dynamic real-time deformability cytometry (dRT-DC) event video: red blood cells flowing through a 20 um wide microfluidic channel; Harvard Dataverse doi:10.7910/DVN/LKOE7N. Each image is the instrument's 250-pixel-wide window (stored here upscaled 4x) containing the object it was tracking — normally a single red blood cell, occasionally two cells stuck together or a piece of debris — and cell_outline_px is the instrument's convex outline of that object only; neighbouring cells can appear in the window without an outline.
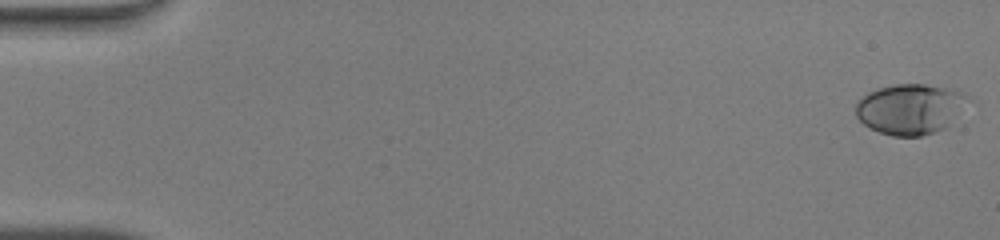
{"species": "human", "species_latin": "Homo sapiens", "temperature_condition": "warm", "stored_images_in_passage": 49, "camera_frame_rate_fps": 3000, "um_per_image_px": 0.085, "donor": {"sex": "male"}, "frame": {"image": 1, "passage_image": 1, "time_ms": 0.0, "image_size_px": [1000, 240], "cell_outline_px": [[972, 100], [948, 128], [920, 136], [892, 136], [880, 132], [864, 124], [856, 116], [856, 104], [868, 92], [880, 88], [896, 84], [924, 84], [952, 88], [964, 92]], "centroid_in_image_um": [77.46, 9.26], "position_along_channel_um": 7.5, "area_um2": 33.35}}
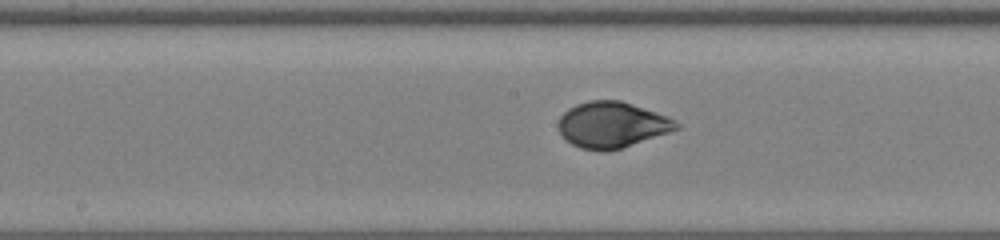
{"frame": {"image": 2, "passage_image": 26, "time_ms": 8.333, "image_size_px": [1000, 240], "cell_outline_px": [[680, 128], [608, 152], [600, 152], [580, 148], [572, 144], [560, 132], [560, 116], [568, 108], [576, 104], [588, 100], [620, 100], [668, 116], [680, 124]], "centroid_in_image_um": [52.01, 10.6], "position_along_channel_um": 196.2, "area_um2": 31.27}}
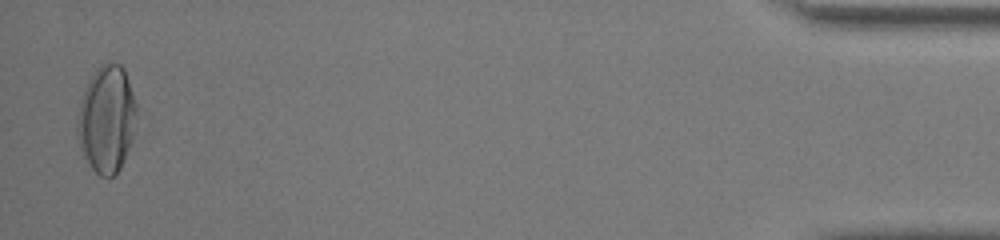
{"frame": {"image": 3, "passage_image": 48, "time_ms": 15.667, "image_size_px": [1000, 240], "cell_outline_px": [[136, 112], [132, 136], [128, 148], [120, 168], [112, 176], [100, 176], [92, 168], [80, 152], [76, 136], [76, 120], [84, 88], [88, 80], [96, 68], [104, 60], [120, 64], [124, 68], [136, 104]], "centroid_in_image_um": [9.02, 10.08], "position_along_channel_um": 426.2, "area_um2": 37.05}, "authors_computed_cell_mechanics": {"area_um2": 31.4432, "velocity_mm_per_s": 4.2958, "shape_relaxation_time_tau1_ms": 3.8996, "shape_relaxation_time_tau2_ms": null, "deformation_change_tau1": 0.2131, "deformation_change_tau2": null}}